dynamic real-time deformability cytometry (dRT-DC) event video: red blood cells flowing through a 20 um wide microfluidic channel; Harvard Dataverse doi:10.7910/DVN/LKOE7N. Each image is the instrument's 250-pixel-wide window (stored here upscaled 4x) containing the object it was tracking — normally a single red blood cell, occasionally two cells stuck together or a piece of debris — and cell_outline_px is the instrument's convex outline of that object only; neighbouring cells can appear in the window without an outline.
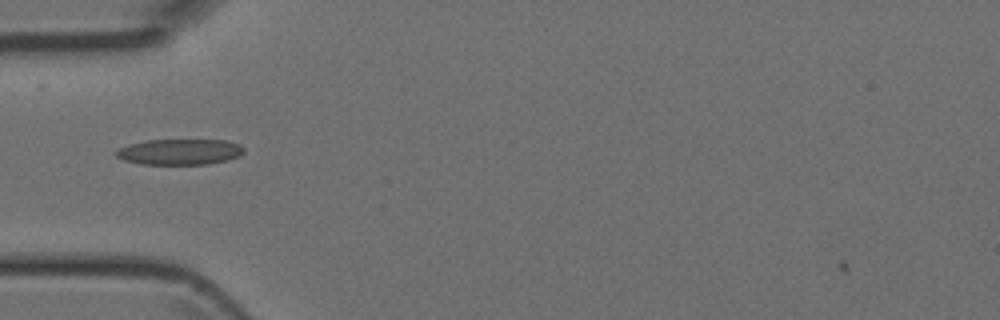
{"species": "Egyptian fruit bat (a non-hibernating species)", "species_latin": "Rousettus aegyptiacus", "temperature_condition": "room temperature", "stored_images_in_passage": 31, "camera_frame_rate_fps": 3000, "um_per_image_px": 0.085, "animal": {"sex": "female"}, "frame": {"image": 1, "passage_image": 3, "time_ms": 0.667, "image_size_px": [1000, 320], "cell_outline_px": [[244, 152], [240, 156], [228, 160], [208, 164], [144, 164], [124, 160], [116, 156], [112, 152], [128, 144], [148, 140], [224, 140], [240, 144], [244, 148]], "centroid_in_image_um": [15.29, 12.9], "position_along_channel_um": 69.7, "area_um2": 19.25}}
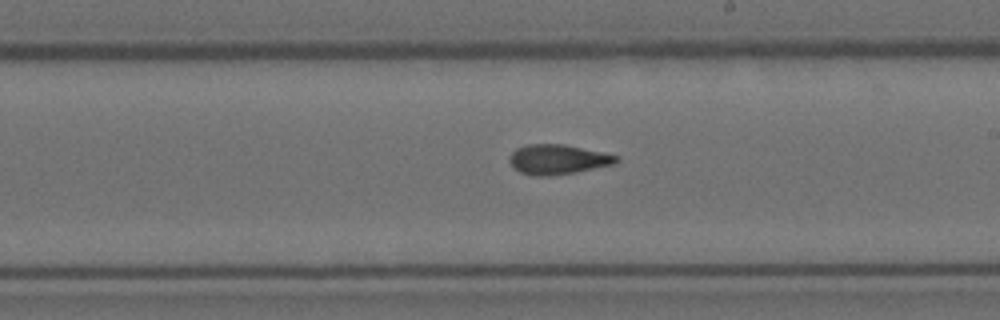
{"frame": {"image": 2, "passage_image": 15, "time_ms": 4.667, "image_size_px": [1000, 320], "cell_outline_px": [[620, 160], [612, 164], [576, 172], [548, 176], [536, 176], [520, 172], [508, 160], [508, 156], [516, 148], [524, 144], [564, 144], [620, 156]], "centroid_in_image_um": [47.39, 13.54], "position_along_channel_um": 241.6, "area_um2": 18.5}}
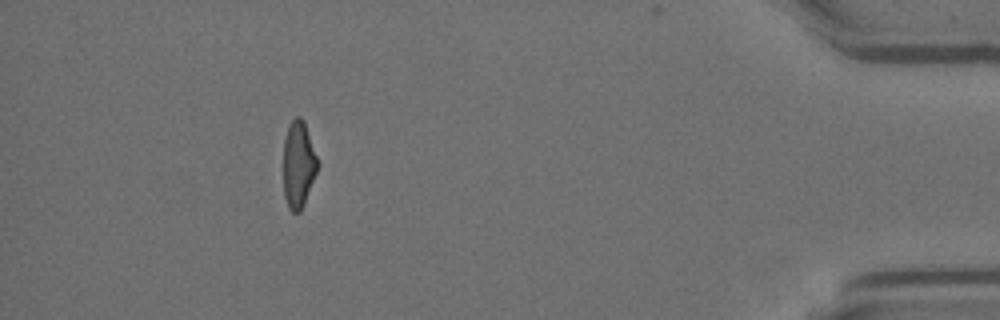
{"frame": {"image": 3, "passage_image": 31, "time_ms": 10.0, "image_size_px": [1000, 320], "cell_outline_px": [[316, 172], [304, 204], [300, 212], [292, 212], [288, 208], [284, 196], [284, 140], [288, 124], [296, 116], [300, 116], [304, 120], [316, 156]], "centroid_in_image_um": [25.34, 13.97], "position_along_channel_um": 409.9, "area_um2": 16.99}}